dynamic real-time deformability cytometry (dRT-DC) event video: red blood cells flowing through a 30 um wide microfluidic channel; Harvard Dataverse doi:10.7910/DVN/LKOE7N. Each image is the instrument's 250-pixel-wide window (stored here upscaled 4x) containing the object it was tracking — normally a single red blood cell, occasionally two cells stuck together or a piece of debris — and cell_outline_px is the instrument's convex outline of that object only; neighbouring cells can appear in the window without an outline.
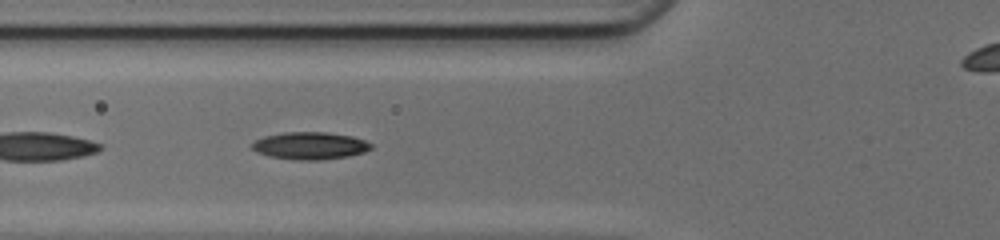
{"species": "common noctule bat (a hibernating species)", "species_latin": "Nyctalus noctula", "temperature_condition": "cold", "stored_images_in_passage": 35, "camera_frame_rate_fps": 3000, "um_per_image_px": 0.085, "animal": {"sex": "female", "body_mass_g": 17.0, "forearm_length_mm": 48.0}, "frame": {"image": 1, "passage_image": 8, "time_ms": 2.333, "image_size_px": [1000, 240], "cell_outline_px": [[372, 148], [364, 152], [348, 156], [320, 160], [300, 160], [268, 156], [256, 152], [252, 148], [252, 144], [256, 140], [264, 136], [284, 132], [328, 132], [352, 136], [364, 140], [372, 144]], "centroid_in_image_um": [26.35, 12.38], "position_along_channel_um": 99.4, "area_um2": 18.96}}
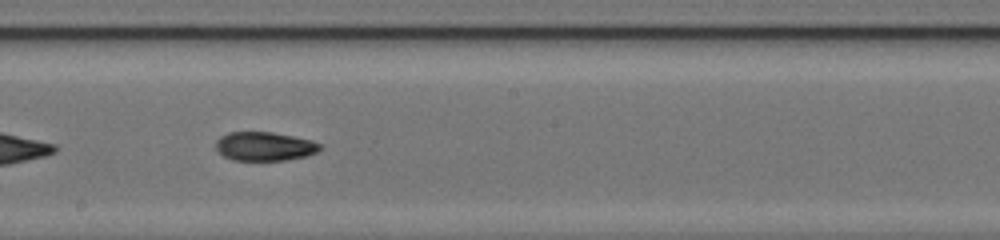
{"frame": {"image": 2, "passage_image": 17, "time_ms": 5.333, "image_size_px": [1000, 240], "cell_outline_px": [[324, 148], [308, 156], [284, 160], [232, 160], [224, 156], [216, 148], [216, 140], [220, 136], [228, 132], [272, 132], [312, 140], [320, 144]], "centroid_in_image_um": [22.5, 12.43], "position_along_channel_um": 225.7, "area_um2": 17.57}}
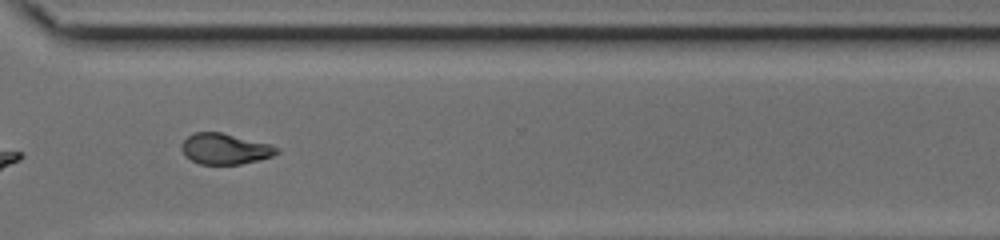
{"frame": {"image": 3, "passage_image": 26, "time_ms": 8.333, "image_size_px": [1000, 240], "cell_outline_px": [[280, 152], [272, 156], [260, 160], [240, 164], [200, 164], [184, 156], [180, 148], [180, 144], [192, 132], [220, 132], [268, 144], [280, 148]], "centroid_in_image_um": [19.09, 12.66], "position_along_channel_um": 351.5, "area_um2": 17.11}, "authors_computed_cell_mechanics": {"area_um2": 17.8602, "velocity_mm_per_s": 4.2044, "shape_relaxation_time_tau1_ms": 6.3611, "shape_relaxation_time_tau2_ms": 6.8175, "deformation_change_tau1": 0.1872, "deformation_change_tau2": 0.1236}}